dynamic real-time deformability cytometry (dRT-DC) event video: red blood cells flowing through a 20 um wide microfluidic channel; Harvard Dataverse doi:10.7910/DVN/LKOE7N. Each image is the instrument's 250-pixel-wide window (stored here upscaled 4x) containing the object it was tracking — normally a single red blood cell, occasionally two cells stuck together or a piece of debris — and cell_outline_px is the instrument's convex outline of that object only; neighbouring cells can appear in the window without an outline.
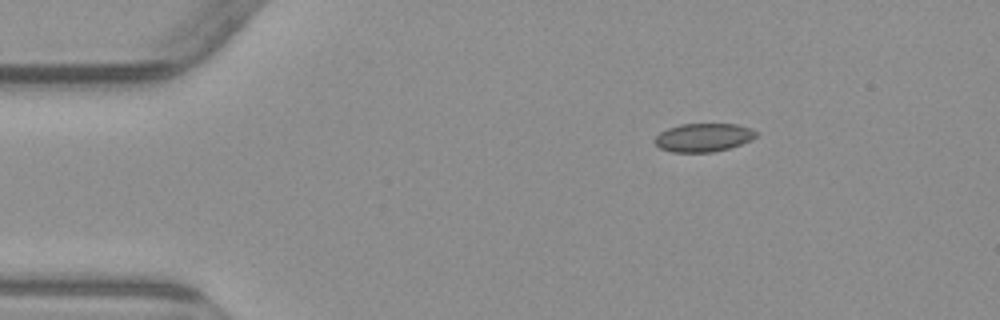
{"species": "common noctule bat (a hibernating species)", "species_latin": "Nyctalus noctula", "temperature_condition": "warm", "stored_images_in_passage": 4, "segment_of_instrument_passage": [1, 2], "camera_frame_rate_fps": 3000, "um_per_image_px": 0.085, "animal": {"sex": "male", "body_mass_g": 23.1, "forearm_length_mm": 52.7}, "frame": {"image": 1, "passage_image": 1, "time_ms": 0.0, "image_size_px": [1000, 320], "cell_outline_px": [[760, 132], [752, 140], [728, 148], [712, 152], [672, 152], [660, 148], [652, 140], [660, 132], [668, 128], [680, 124], [736, 124]], "centroid_in_image_um": [59.78, 11.68], "position_along_channel_um": 25.2, "area_um2": 16.76}}